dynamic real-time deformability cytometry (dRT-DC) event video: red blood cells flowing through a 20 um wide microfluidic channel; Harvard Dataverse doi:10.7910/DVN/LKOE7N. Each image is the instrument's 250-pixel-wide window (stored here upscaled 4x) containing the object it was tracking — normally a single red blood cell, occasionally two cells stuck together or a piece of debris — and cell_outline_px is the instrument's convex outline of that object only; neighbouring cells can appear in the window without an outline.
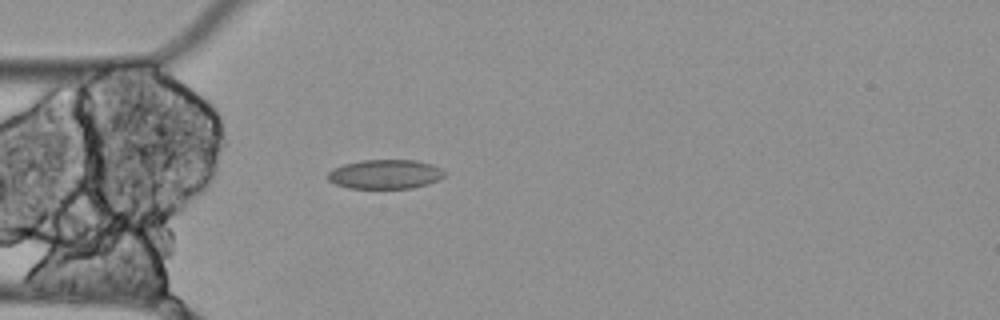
{"species": "Egyptian fruit bat (a non-hibernating species)", "species_latin": "Rousettus aegyptiacus", "temperature_condition": "cold", "stored_images_in_passage": 4, "camera_frame_rate_fps": 3000, "um_per_image_px": 0.085, "animal": {"sex": "female"}, "frame": {"image": 1, "passage_image": 4, "time_ms": 1.0, "image_size_px": [1000, 320], "cell_outline_px": [[448, 172], [440, 180], [428, 184], [412, 188], [348, 188], [336, 184], [328, 180], [328, 172], [332, 168], [344, 164], [360, 160], [416, 160], [432, 164]], "centroid_in_image_um": [32.77, 14.8], "position_along_channel_um": 52.2, "area_um2": 20.11}}